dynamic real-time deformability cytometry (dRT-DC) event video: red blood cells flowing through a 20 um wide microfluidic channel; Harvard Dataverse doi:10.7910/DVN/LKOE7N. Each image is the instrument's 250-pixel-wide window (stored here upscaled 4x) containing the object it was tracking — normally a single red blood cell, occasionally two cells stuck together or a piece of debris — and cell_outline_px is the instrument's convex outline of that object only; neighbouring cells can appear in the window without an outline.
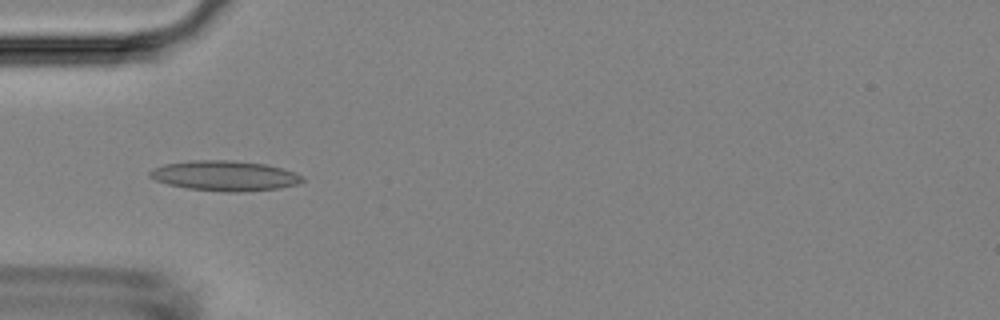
{"species": "Egyptian fruit bat (a non-hibernating species)", "species_latin": "Rousettus aegyptiacus", "temperature_condition": "room temperature", "stored_images_in_passage": 18, "camera_frame_rate_fps": 3000, "um_per_image_px": 0.085, "animal": {"sex": "female"}, "frame": {"image": 1, "passage_image": 15, "time_ms": 4.667, "image_size_px": [1000, 320], "cell_outline_px": [[304, 180], [296, 184], [280, 188], [240, 192], [224, 192], [188, 188], [168, 184], [156, 180], [148, 176], [148, 172], [164, 164], [192, 160], [232, 160], [264, 164], [296, 172], [304, 176]], "centroid_in_image_um": [19.12, 14.94], "position_along_channel_um": 65.9, "area_um2": 26.7}}